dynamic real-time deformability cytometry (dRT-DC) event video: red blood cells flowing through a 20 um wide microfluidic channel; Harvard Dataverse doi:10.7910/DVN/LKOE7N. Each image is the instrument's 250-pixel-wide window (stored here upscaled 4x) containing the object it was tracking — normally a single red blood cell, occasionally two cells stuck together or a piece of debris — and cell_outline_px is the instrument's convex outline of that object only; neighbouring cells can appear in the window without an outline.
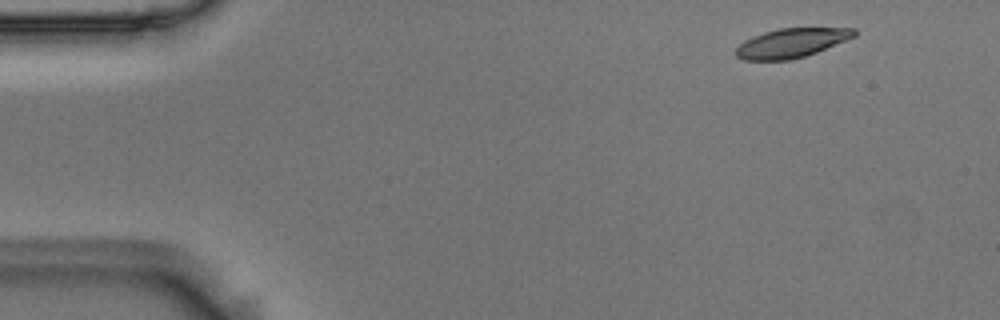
{"species": "Egyptian fruit bat (a non-hibernating species)", "species_latin": "Rousettus aegyptiacus", "temperature_condition": "room temperature", "stored_images_in_passage": 4, "camera_frame_rate_fps": 3000, "um_per_image_px": 0.085, "animal": {"sex": "male"}, "frame": {"image": 1, "passage_image": 1, "time_ms": 0.0, "image_size_px": [1000, 320], "cell_outline_px": [[856, 36], [816, 52], [792, 60], [744, 60], [736, 56], [736, 48], [744, 40], [752, 36], [764, 32], [780, 28], [856, 28]], "centroid_in_image_um": [67.25, 3.65], "position_along_channel_um": 17.7, "area_um2": 20.06}}
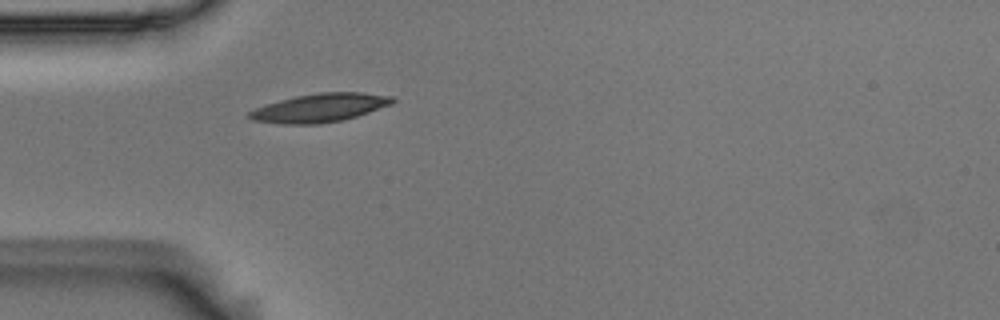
{"frame": {"image": 2, "passage_image": 4, "time_ms": 1.0, "image_size_px": [1000, 320], "cell_outline_px": [[396, 100], [392, 104], [356, 116], [340, 120], [316, 124], [280, 124], [252, 120], [248, 116], [248, 112], [256, 108], [280, 100], [296, 96], [320, 92], [364, 92], [392, 96]], "centroid_in_image_um": [27.2, 9.16], "position_along_channel_um": 57.8, "area_um2": 23.58}}